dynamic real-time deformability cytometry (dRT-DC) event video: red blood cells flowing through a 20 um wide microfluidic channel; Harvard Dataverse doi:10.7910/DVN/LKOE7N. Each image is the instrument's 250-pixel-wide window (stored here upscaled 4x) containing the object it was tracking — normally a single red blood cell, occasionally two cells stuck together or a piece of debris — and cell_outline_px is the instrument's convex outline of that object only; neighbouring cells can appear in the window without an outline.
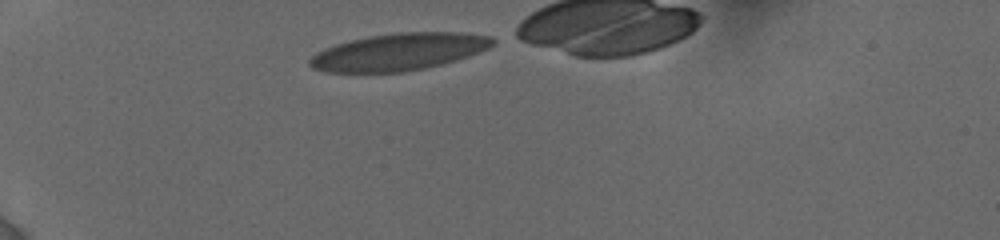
{"species": "human", "species_latin": "Homo sapiens", "temperature_condition": "cold", "stored_images_in_passage": 17, "camera_frame_rate_fps": 3000, "um_per_image_px": 0.085, "donor": {"sex": "female"}, "frame": {"image": 1, "passage_image": 1, "time_ms": 0.0, "image_size_px": [1000, 240], "cell_outline_px": [[496, 44], [488, 48], [468, 56], [440, 64], [424, 68], [400, 72], [328, 72], [312, 68], [308, 64], [308, 60], [316, 52], [324, 48], [336, 44], [368, 36], [400, 32], [468, 32], [492, 36], [496, 40]], "centroid_in_image_um": [33.92, 4.39], "position_along_channel_um": 51.1, "area_um2": 39.59}}
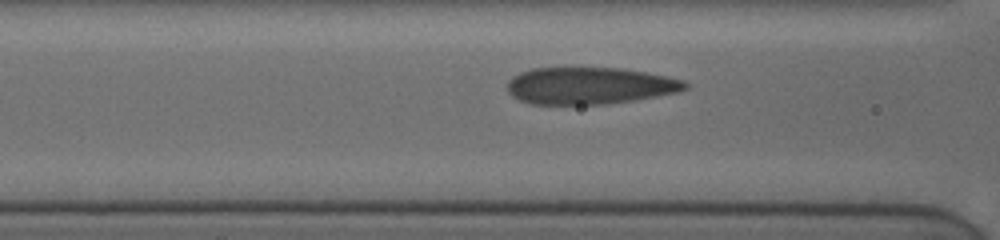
{"frame": {"image": 2, "passage_image": 12, "time_ms": 2.667, "image_size_px": [1000, 240], "cell_outline_px": [[688, 88], [676, 92], [632, 100], [604, 104], [532, 104], [520, 100], [512, 96], [508, 92], [508, 80], [512, 76], [520, 72], [532, 68], [624, 68], [648, 72], [684, 80], [688, 84]], "centroid_in_image_um": [50.1, 7.27], "position_along_channel_um": 116.5, "area_um2": 38.21}}